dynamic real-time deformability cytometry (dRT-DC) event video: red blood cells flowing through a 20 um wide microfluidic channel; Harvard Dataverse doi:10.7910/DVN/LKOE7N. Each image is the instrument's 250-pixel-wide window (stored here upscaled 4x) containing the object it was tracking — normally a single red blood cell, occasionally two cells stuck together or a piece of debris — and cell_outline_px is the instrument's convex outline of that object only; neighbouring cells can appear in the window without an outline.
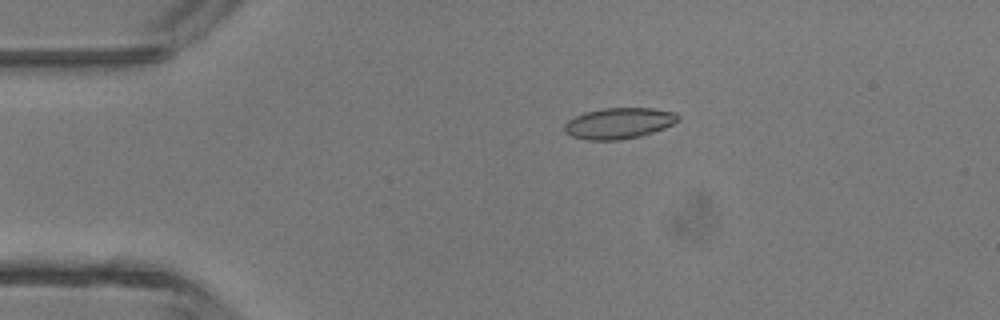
{"species": "common noctule bat (a hibernating species)", "species_latin": "Nyctalus noctula", "temperature_condition": "room temperature", "stored_images_in_passage": 4, "camera_frame_rate_fps": 3000, "um_per_image_px": 0.085, "animal": {"sex": "male", "body_mass_g": 13.3}, "frame": {"image": 1, "passage_image": 3, "time_ms": 0.667, "image_size_px": [1000, 320], "cell_outline_px": [[680, 120], [664, 128], [640, 136], [620, 140], [588, 140], [572, 136], [564, 132], [564, 124], [568, 120], [584, 112], [604, 108], [652, 108], [676, 112], [680, 116]], "centroid_in_image_um": [52.61, 10.47], "position_along_channel_um": 32.4, "area_um2": 20.58}}